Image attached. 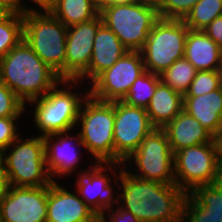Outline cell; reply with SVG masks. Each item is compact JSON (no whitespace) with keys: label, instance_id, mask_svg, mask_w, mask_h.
Masks as SVG:
<instances>
[{"label":"cell","instance_id":"cell-18","mask_svg":"<svg viewBox=\"0 0 222 222\" xmlns=\"http://www.w3.org/2000/svg\"><path fill=\"white\" fill-rule=\"evenodd\" d=\"M127 51L116 34L102 24L97 32L92 48L88 69L77 79L90 86V83L104 70L111 68Z\"/></svg>","mask_w":222,"mask_h":222},{"label":"cell","instance_id":"cell-33","mask_svg":"<svg viewBox=\"0 0 222 222\" xmlns=\"http://www.w3.org/2000/svg\"><path fill=\"white\" fill-rule=\"evenodd\" d=\"M108 214V215H107ZM99 222H140L132 213L117 208L107 210Z\"/></svg>","mask_w":222,"mask_h":222},{"label":"cell","instance_id":"cell-31","mask_svg":"<svg viewBox=\"0 0 222 222\" xmlns=\"http://www.w3.org/2000/svg\"><path fill=\"white\" fill-rule=\"evenodd\" d=\"M199 0H162L157 7L160 18L183 20Z\"/></svg>","mask_w":222,"mask_h":222},{"label":"cell","instance_id":"cell-39","mask_svg":"<svg viewBox=\"0 0 222 222\" xmlns=\"http://www.w3.org/2000/svg\"><path fill=\"white\" fill-rule=\"evenodd\" d=\"M212 185L222 194V170L217 174Z\"/></svg>","mask_w":222,"mask_h":222},{"label":"cell","instance_id":"cell-24","mask_svg":"<svg viewBox=\"0 0 222 222\" xmlns=\"http://www.w3.org/2000/svg\"><path fill=\"white\" fill-rule=\"evenodd\" d=\"M49 12L70 27L95 18L99 9L90 0H57Z\"/></svg>","mask_w":222,"mask_h":222},{"label":"cell","instance_id":"cell-32","mask_svg":"<svg viewBox=\"0 0 222 222\" xmlns=\"http://www.w3.org/2000/svg\"><path fill=\"white\" fill-rule=\"evenodd\" d=\"M21 117H1L0 118V148L6 149L9 147L20 135L18 131L19 120ZM18 123V124H16Z\"/></svg>","mask_w":222,"mask_h":222},{"label":"cell","instance_id":"cell-12","mask_svg":"<svg viewBox=\"0 0 222 222\" xmlns=\"http://www.w3.org/2000/svg\"><path fill=\"white\" fill-rule=\"evenodd\" d=\"M146 71L140 51H127L90 84L89 95L105 102L122 101L130 87Z\"/></svg>","mask_w":222,"mask_h":222},{"label":"cell","instance_id":"cell-1","mask_svg":"<svg viewBox=\"0 0 222 222\" xmlns=\"http://www.w3.org/2000/svg\"><path fill=\"white\" fill-rule=\"evenodd\" d=\"M118 207L140 222H182L186 193L176 184H162L119 172Z\"/></svg>","mask_w":222,"mask_h":222},{"label":"cell","instance_id":"cell-19","mask_svg":"<svg viewBox=\"0 0 222 222\" xmlns=\"http://www.w3.org/2000/svg\"><path fill=\"white\" fill-rule=\"evenodd\" d=\"M182 222H222V194L213 186H197L186 194Z\"/></svg>","mask_w":222,"mask_h":222},{"label":"cell","instance_id":"cell-29","mask_svg":"<svg viewBox=\"0 0 222 222\" xmlns=\"http://www.w3.org/2000/svg\"><path fill=\"white\" fill-rule=\"evenodd\" d=\"M222 86L219 71H196L189 90L184 96H199L210 93Z\"/></svg>","mask_w":222,"mask_h":222},{"label":"cell","instance_id":"cell-26","mask_svg":"<svg viewBox=\"0 0 222 222\" xmlns=\"http://www.w3.org/2000/svg\"><path fill=\"white\" fill-rule=\"evenodd\" d=\"M160 81L159 75L146 70L132 84L122 101L130 106L147 108Z\"/></svg>","mask_w":222,"mask_h":222},{"label":"cell","instance_id":"cell-6","mask_svg":"<svg viewBox=\"0 0 222 222\" xmlns=\"http://www.w3.org/2000/svg\"><path fill=\"white\" fill-rule=\"evenodd\" d=\"M5 175L9 186H49L53 181L46 167L43 137L34 134V137L23 139L19 136L7 147Z\"/></svg>","mask_w":222,"mask_h":222},{"label":"cell","instance_id":"cell-41","mask_svg":"<svg viewBox=\"0 0 222 222\" xmlns=\"http://www.w3.org/2000/svg\"><path fill=\"white\" fill-rule=\"evenodd\" d=\"M139 2V0H109L108 4L120 5V4H131Z\"/></svg>","mask_w":222,"mask_h":222},{"label":"cell","instance_id":"cell-21","mask_svg":"<svg viewBox=\"0 0 222 222\" xmlns=\"http://www.w3.org/2000/svg\"><path fill=\"white\" fill-rule=\"evenodd\" d=\"M184 58L197 71H219L222 49L203 30H188Z\"/></svg>","mask_w":222,"mask_h":222},{"label":"cell","instance_id":"cell-14","mask_svg":"<svg viewBox=\"0 0 222 222\" xmlns=\"http://www.w3.org/2000/svg\"><path fill=\"white\" fill-rule=\"evenodd\" d=\"M1 222H47V186H8L0 201Z\"/></svg>","mask_w":222,"mask_h":222},{"label":"cell","instance_id":"cell-34","mask_svg":"<svg viewBox=\"0 0 222 222\" xmlns=\"http://www.w3.org/2000/svg\"><path fill=\"white\" fill-rule=\"evenodd\" d=\"M203 31L222 49V15L215 18Z\"/></svg>","mask_w":222,"mask_h":222},{"label":"cell","instance_id":"cell-25","mask_svg":"<svg viewBox=\"0 0 222 222\" xmlns=\"http://www.w3.org/2000/svg\"><path fill=\"white\" fill-rule=\"evenodd\" d=\"M195 67L185 58L176 60L167 70L160 74V80L175 92L184 96L196 74Z\"/></svg>","mask_w":222,"mask_h":222},{"label":"cell","instance_id":"cell-44","mask_svg":"<svg viewBox=\"0 0 222 222\" xmlns=\"http://www.w3.org/2000/svg\"><path fill=\"white\" fill-rule=\"evenodd\" d=\"M8 13L0 7V20L3 19Z\"/></svg>","mask_w":222,"mask_h":222},{"label":"cell","instance_id":"cell-16","mask_svg":"<svg viewBox=\"0 0 222 222\" xmlns=\"http://www.w3.org/2000/svg\"><path fill=\"white\" fill-rule=\"evenodd\" d=\"M102 24V18L98 14L90 21L68 27L65 80H77L88 69L96 32Z\"/></svg>","mask_w":222,"mask_h":222},{"label":"cell","instance_id":"cell-23","mask_svg":"<svg viewBox=\"0 0 222 222\" xmlns=\"http://www.w3.org/2000/svg\"><path fill=\"white\" fill-rule=\"evenodd\" d=\"M146 110L152 125L162 129L183 110V96L160 81Z\"/></svg>","mask_w":222,"mask_h":222},{"label":"cell","instance_id":"cell-42","mask_svg":"<svg viewBox=\"0 0 222 222\" xmlns=\"http://www.w3.org/2000/svg\"><path fill=\"white\" fill-rule=\"evenodd\" d=\"M99 10L108 4L109 0H90Z\"/></svg>","mask_w":222,"mask_h":222},{"label":"cell","instance_id":"cell-13","mask_svg":"<svg viewBox=\"0 0 222 222\" xmlns=\"http://www.w3.org/2000/svg\"><path fill=\"white\" fill-rule=\"evenodd\" d=\"M154 129L146 108L115 101L114 163H123Z\"/></svg>","mask_w":222,"mask_h":222},{"label":"cell","instance_id":"cell-37","mask_svg":"<svg viewBox=\"0 0 222 222\" xmlns=\"http://www.w3.org/2000/svg\"><path fill=\"white\" fill-rule=\"evenodd\" d=\"M0 7L7 13H21V4L19 0H0Z\"/></svg>","mask_w":222,"mask_h":222},{"label":"cell","instance_id":"cell-22","mask_svg":"<svg viewBox=\"0 0 222 222\" xmlns=\"http://www.w3.org/2000/svg\"><path fill=\"white\" fill-rule=\"evenodd\" d=\"M183 110L212 135L222 125V86L199 96H183Z\"/></svg>","mask_w":222,"mask_h":222},{"label":"cell","instance_id":"cell-4","mask_svg":"<svg viewBox=\"0 0 222 222\" xmlns=\"http://www.w3.org/2000/svg\"><path fill=\"white\" fill-rule=\"evenodd\" d=\"M115 101L105 102L90 95L82 103L76 124L80 139L94 163H114ZM81 130V131H80Z\"/></svg>","mask_w":222,"mask_h":222},{"label":"cell","instance_id":"cell-10","mask_svg":"<svg viewBox=\"0 0 222 222\" xmlns=\"http://www.w3.org/2000/svg\"><path fill=\"white\" fill-rule=\"evenodd\" d=\"M122 167L123 163H94L92 161L88 167L89 170L87 168L83 173L76 175L74 189L99 217L107 210L118 206L119 192L117 190H119V172ZM111 175H113L112 178H110Z\"/></svg>","mask_w":222,"mask_h":222},{"label":"cell","instance_id":"cell-27","mask_svg":"<svg viewBox=\"0 0 222 222\" xmlns=\"http://www.w3.org/2000/svg\"><path fill=\"white\" fill-rule=\"evenodd\" d=\"M221 15L222 0H199L183 19V22L191 30H203Z\"/></svg>","mask_w":222,"mask_h":222},{"label":"cell","instance_id":"cell-15","mask_svg":"<svg viewBox=\"0 0 222 222\" xmlns=\"http://www.w3.org/2000/svg\"><path fill=\"white\" fill-rule=\"evenodd\" d=\"M70 132L73 131L43 136L46 167L52 181H58L56 179L60 177L66 179L65 176L76 175V172L79 175L87 170L79 166L80 163H83L81 148H85L79 133L75 134L74 132V135H71ZM76 146L81 152H78ZM79 168H81L80 171Z\"/></svg>","mask_w":222,"mask_h":222},{"label":"cell","instance_id":"cell-7","mask_svg":"<svg viewBox=\"0 0 222 222\" xmlns=\"http://www.w3.org/2000/svg\"><path fill=\"white\" fill-rule=\"evenodd\" d=\"M103 24L111 29L129 51H140L154 24L160 19L156 6L134 2L107 4L99 10Z\"/></svg>","mask_w":222,"mask_h":222},{"label":"cell","instance_id":"cell-3","mask_svg":"<svg viewBox=\"0 0 222 222\" xmlns=\"http://www.w3.org/2000/svg\"><path fill=\"white\" fill-rule=\"evenodd\" d=\"M79 84L82 86L84 83L78 80H61L45 96L28 103L30 107L34 104L32 124H35L34 128L40 132L39 136L69 132L78 128L76 122L79 112L89 95L87 87L85 92L75 91Z\"/></svg>","mask_w":222,"mask_h":222},{"label":"cell","instance_id":"cell-35","mask_svg":"<svg viewBox=\"0 0 222 222\" xmlns=\"http://www.w3.org/2000/svg\"><path fill=\"white\" fill-rule=\"evenodd\" d=\"M21 4V13H29V12H49L54 5L56 4L57 0H28L31 1L32 3L36 4L38 8H31L27 7L29 6L28 4L24 2V0H19ZM25 3V4H23Z\"/></svg>","mask_w":222,"mask_h":222},{"label":"cell","instance_id":"cell-38","mask_svg":"<svg viewBox=\"0 0 222 222\" xmlns=\"http://www.w3.org/2000/svg\"><path fill=\"white\" fill-rule=\"evenodd\" d=\"M7 177L5 174H0V201L4 197L8 189Z\"/></svg>","mask_w":222,"mask_h":222},{"label":"cell","instance_id":"cell-8","mask_svg":"<svg viewBox=\"0 0 222 222\" xmlns=\"http://www.w3.org/2000/svg\"><path fill=\"white\" fill-rule=\"evenodd\" d=\"M131 163H134L133 166ZM123 167L131 175L144 180L175 184L174 152L166 132L155 128L142 140L138 149L123 161Z\"/></svg>","mask_w":222,"mask_h":222},{"label":"cell","instance_id":"cell-9","mask_svg":"<svg viewBox=\"0 0 222 222\" xmlns=\"http://www.w3.org/2000/svg\"><path fill=\"white\" fill-rule=\"evenodd\" d=\"M188 30L183 20L160 18L140 50L145 69L160 75L184 58Z\"/></svg>","mask_w":222,"mask_h":222},{"label":"cell","instance_id":"cell-17","mask_svg":"<svg viewBox=\"0 0 222 222\" xmlns=\"http://www.w3.org/2000/svg\"><path fill=\"white\" fill-rule=\"evenodd\" d=\"M61 185L53 181L47 186V222L100 221V217L85 204L77 191H68Z\"/></svg>","mask_w":222,"mask_h":222},{"label":"cell","instance_id":"cell-30","mask_svg":"<svg viewBox=\"0 0 222 222\" xmlns=\"http://www.w3.org/2000/svg\"><path fill=\"white\" fill-rule=\"evenodd\" d=\"M27 106L0 80V118L22 117Z\"/></svg>","mask_w":222,"mask_h":222},{"label":"cell","instance_id":"cell-2","mask_svg":"<svg viewBox=\"0 0 222 222\" xmlns=\"http://www.w3.org/2000/svg\"><path fill=\"white\" fill-rule=\"evenodd\" d=\"M0 80L26 105L45 96L62 79L23 39L0 59Z\"/></svg>","mask_w":222,"mask_h":222},{"label":"cell","instance_id":"cell-28","mask_svg":"<svg viewBox=\"0 0 222 222\" xmlns=\"http://www.w3.org/2000/svg\"><path fill=\"white\" fill-rule=\"evenodd\" d=\"M23 40V14L8 13L0 20V59Z\"/></svg>","mask_w":222,"mask_h":222},{"label":"cell","instance_id":"cell-40","mask_svg":"<svg viewBox=\"0 0 222 222\" xmlns=\"http://www.w3.org/2000/svg\"><path fill=\"white\" fill-rule=\"evenodd\" d=\"M0 174H5V150L0 148Z\"/></svg>","mask_w":222,"mask_h":222},{"label":"cell","instance_id":"cell-5","mask_svg":"<svg viewBox=\"0 0 222 222\" xmlns=\"http://www.w3.org/2000/svg\"><path fill=\"white\" fill-rule=\"evenodd\" d=\"M67 30L50 12L23 14L24 41L62 80H65Z\"/></svg>","mask_w":222,"mask_h":222},{"label":"cell","instance_id":"cell-11","mask_svg":"<svg viewBox=\"0 0 222 222\" xmlns=\"http://www.w3.org/2000/svg\"><path fill=\"white\" fill-rule=\"evenodd\" d=\"M221 170L212 142L174 153L175 184L186 194L197 186L212 185Z\"/></svg>","mask_w":222,"mask_h":222},{"label":"cell","instance_id":"cell-20","mask_svg":"<svg viewBox=\"0 0 222 222\" xmlns=\"http://www.w3.org/2000/svg\"><path fill=\"white\" fill-rule=\"evenodd\" d=\"M162 129L174 153L183 148L212 142V134L184 110Z\"/></svg>","mask_w":222,"mask_h":222},{"label":"cell","instance_id":"cell-43","mask_svg":"<svg viewBox=\"0 0 222 222\" xmlns=\"http://www.w3.org/2000/svg\"><path fill=\"white\" fill-rule=\"evenodd\" d=\"M139 1L142 3L156 6V7H158L160 5V3L162 2V0H139Z\"/></svg>","mask_w":222,"mask_h":222},{"label":"cell","instance_id":"cell-36","mask_svg":"<svg viewBox=\"0 0 222 222\" xmlns=\"http://www.w3.org/2000/svg\"><path fill=\"white\" fill-rule=\"evenodd\" d=\"M212 143L219 165L222 167V125L212 135Z\"/></svg>","mask_w":222,"mask_h":222},{"label":"cell","instance_id":"cell-45","mask_svg":"<svg viewBox=\"0 0 222 222\" xmlns=\"http://www.w3.org/2000/svg\"><path fill=\"white\" fill-rule=\"evenodd\" d=\"M219 72H220V76H221V80H222V62H221V65H220V70H219Z\"/></svg>","mask_w":222,"mask_h":222}]
</instances>
